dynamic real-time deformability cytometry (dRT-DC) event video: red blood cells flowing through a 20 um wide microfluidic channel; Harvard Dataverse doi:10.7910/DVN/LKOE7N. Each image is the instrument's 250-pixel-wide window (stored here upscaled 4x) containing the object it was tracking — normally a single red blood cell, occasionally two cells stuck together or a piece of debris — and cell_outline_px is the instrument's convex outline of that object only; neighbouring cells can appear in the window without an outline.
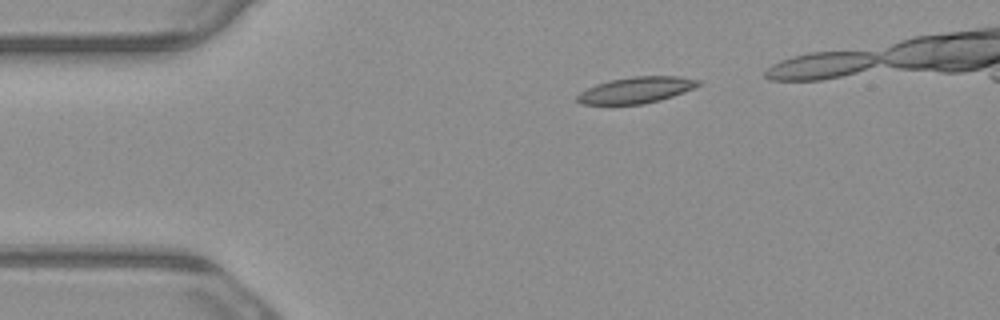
{"species": "common noctule bat (a hibernating species)", "species_latin": "Nyctalus noctula", "temperature_condition": "warm", "stored_images_in_passage": 7, "segment_of_instrument_passage": [1, 2], "camera_frame_rate_fps": 3000, "um_per_image_px": 0.085, "animal": {"sex": "male", "body_mass_g": 23.1, "forearm_length_mm": 52.7}, "frame": {"image": 1, "passage_image": 1, "time_ms": 0.0, "image_size_px": [1000, 320], "cell_outline_px": [[700, 84], [684, 92], [660, 100], [644, 104], [580, 104], [576, 100], [576, 96], [580, 92], [596, 84], [608, 80], [632, 76], [680, 76], [700, 80]], "centroid_in_image_um": [54.05, 7.65], "position_along_channel_um": 30.9, "area_um2": 18.5}}
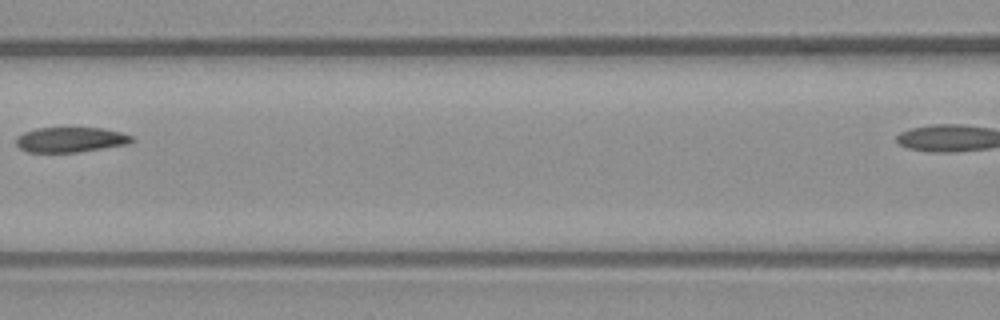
{"frame": {"image": 2, "passage_image": 5, "time_ms": 1.333, "image_size_px": [1000, 320], "cell_outline_px": [[136, 140], [128, 144], [80, 152], [28, 152], [20, 148], [16, 144], [16, 136], [24, 132], [36, 128], [100, 128], [120, 132], [132, 136]], "centroid_in_image_um": [6.0, 11.87], "position_along_channel_um": 160.6, "area_um2": 16.94}}
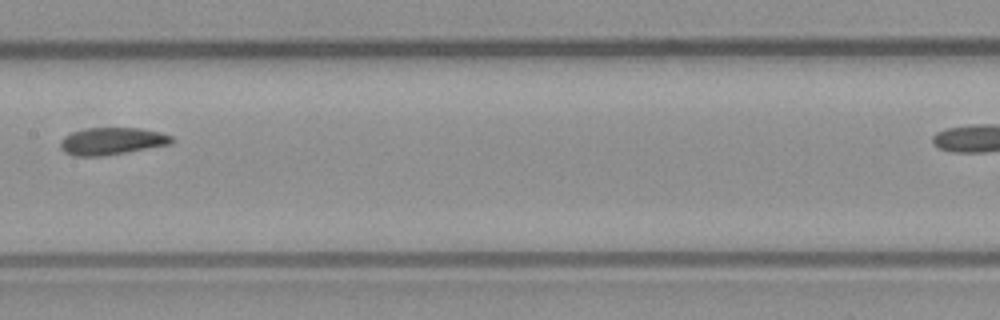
{"frame": {"image": 3, "passage_image": 6, "time_ms": 1.667, "image_size_px": [1000, 320], "cell_outline_px": [[176, 140], [172, 144], [104, 156], [72, 156], [64, 152], [60, 148], [60, 140], [64, 136], [72, 132], [88, 128], [140, 128], [160, 132], [172, 136]], "centroid_in_image_um": [9.52, 12.0], "position_along_channel_um": 197.9, "area_um2": 17.86}}